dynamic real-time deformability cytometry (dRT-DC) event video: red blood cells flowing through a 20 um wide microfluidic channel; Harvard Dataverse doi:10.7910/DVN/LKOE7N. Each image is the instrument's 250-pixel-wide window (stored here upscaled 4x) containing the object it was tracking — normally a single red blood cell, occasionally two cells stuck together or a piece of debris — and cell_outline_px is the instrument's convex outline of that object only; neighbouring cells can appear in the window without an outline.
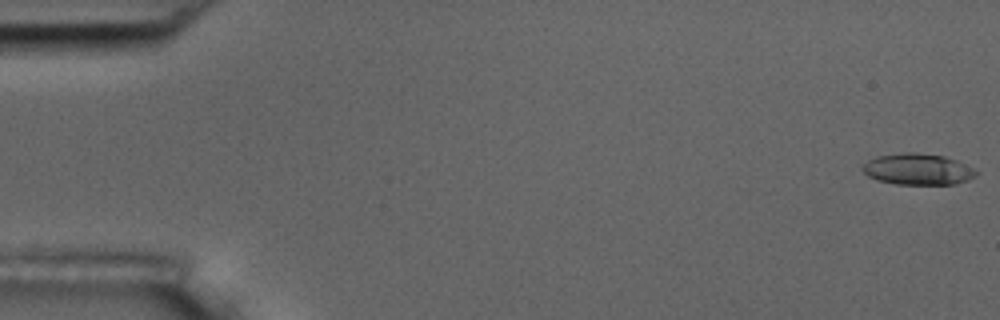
{"species": "common noctule bat (a hibernating species)", "species_latin": "Nyctalus noctula", "temperature_condition": "room temperature", "stored_images_in_passage": 12, "camera_frame_rate_fps": 3000, "um_per_image_px": 0.085, "animal": {"sex": "male", "body_mass_g": 17.5, "forearm_length_mm": 52.3}, "frame": {"image": 1, "passage_image": 1, "time_ms": 0.0, "image_size_px": [1000, 320], "cell_outline_px": [[980, 172], [976, 176], [968, 180], [952, 184], [896, 184], [876, 180], [868, 176], [860, 168], [868, 160], [876, 156], [904, 152], [916, 152], [944, 156], [956, 160]], "centroid_in_image_um": [77.99, 14.38], "position_along_channel_um": 7.0, "area_um2": 20.75}}